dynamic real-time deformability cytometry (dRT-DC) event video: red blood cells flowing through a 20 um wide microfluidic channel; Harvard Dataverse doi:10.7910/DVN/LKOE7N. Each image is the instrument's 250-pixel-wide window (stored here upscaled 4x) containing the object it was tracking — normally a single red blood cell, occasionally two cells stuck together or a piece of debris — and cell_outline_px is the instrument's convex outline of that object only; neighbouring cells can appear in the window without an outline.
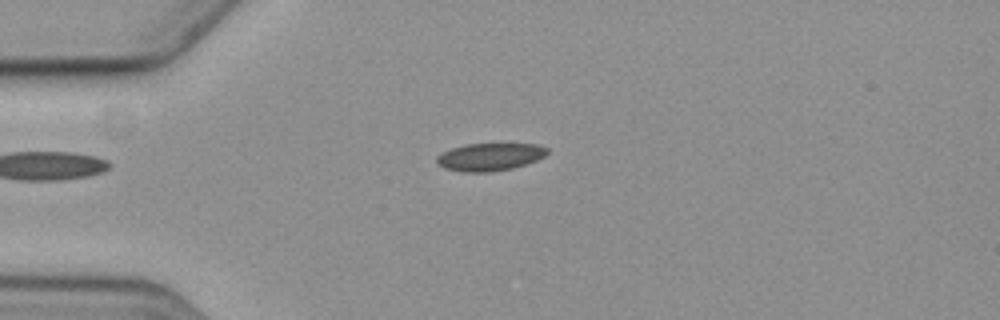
{"species": "common noctule bat (a hibernating species)", "species_latin": "Nyctalus noctula", "temperature_condition": "cold", "stored_images_in_passage": 2, "camera_frame_rate_fps": 3000, "um_per_image_px": 0.085, "animal": {"sex": "female", "body_mass_g": 19.3, "forearm_length_mm": 54.1}, "frame": {"image": 1, "passage_image": 1, "time_ms": 0.0, "image_size_px": [1000, 320], "cell_outline_px": [[548, 152], [544, 156], [536, 160], [512, 168], [492, 172], [464, 172], [444, 168], [436, 164], [436, 156], [452, 148], [464, 144], [536, 144], [548, 148]], "centroid_in_image_um": [41.6, 13.34], "position_along_channel_um": 43.4, "area_um2": 17.74}}